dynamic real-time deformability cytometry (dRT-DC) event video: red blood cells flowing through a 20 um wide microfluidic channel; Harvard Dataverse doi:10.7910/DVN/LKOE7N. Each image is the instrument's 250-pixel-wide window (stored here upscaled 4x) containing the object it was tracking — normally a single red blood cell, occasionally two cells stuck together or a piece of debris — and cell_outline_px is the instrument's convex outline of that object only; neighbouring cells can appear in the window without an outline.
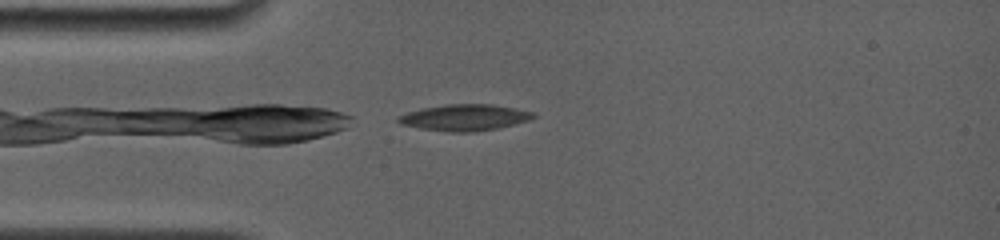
{"species": "common noctule bat (a hibernating species)", "species_latin": "Nyctalus noctula", "temperature_condition": "room temperature", "stored_images_in_passage": 35, "camera_frame_rate_fps": 4000, "um_per_image_px": 0.085, "animal": {"sex": "female", "body_mass_g": 19.0, "forearm_length_mm": 56.7}, "frame": {"image": 1, "passage_image": 2, "time_ms": 0.25, "image_size_px": [1000, 240], "cell_outline_px": [[536, 116], [528, 120], [500, 128], [476, 132], [448, 132], [420, 128], [400, 124], [396, 120], [396, 116], [420, 108], [444, 104], [492, 104], [532, 112]], "centroid_in_image_um": [39.43, 9.99], "position_along_channel_um": 45.6, "area_um2": 20.81}}
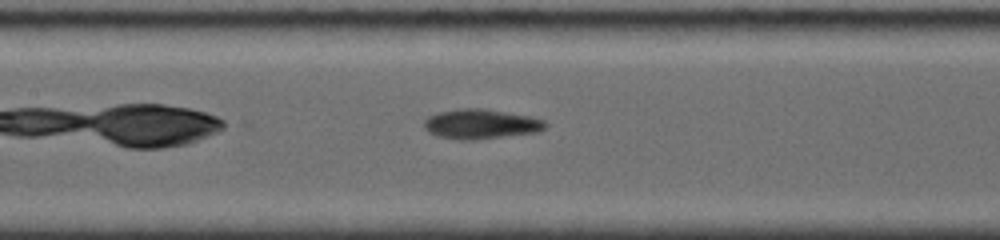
{"frame": {"image": 2, "passage_image": 11, "time_ms": 3.75, "image_size_px": [1000, 240], "cell_outline_px": [[548, 124], [544, 128], [536, 132], [476, 140], [460, 140], [440, 136], [428, 132], [424, 128], [424, 120], [428, 116], [440, 112], [460, 108], [484, 108], [528, 116], [544, 120]], "centroid_in_image_um": [40.85, 10.54], "position_along_channel_um": 166.5, "area_um2": 20.92}}
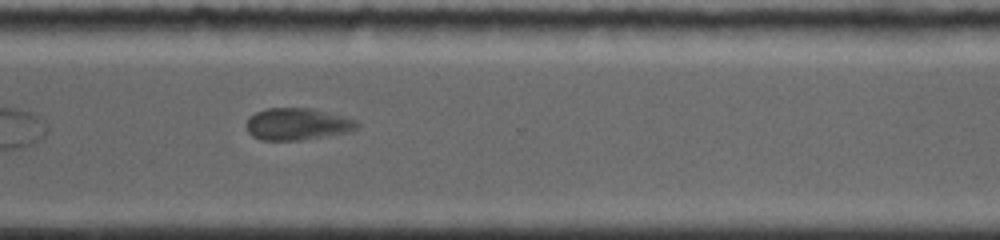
{"frame": {"image": 3, "passage_image": 27, "time_ms": 8.5, "image_size_px": [1000, 240], "cell_outline_px": [[360, 124], [352, 132], [300, 140], [260, 140], [252, 136], [248, 132], [248, 120], [256, 112], [264, 108], [312, 108], [344, 116], [356, 120]], "centroid_in_image_um": [25.32, 10.55], "position_along_channel_um": 345.3, "area_um2": 20.63}, "authors_computed_cell_mechanics": {"area_um2": 20.7502, "velocity_mm_per_s": 3.7673, "shape_relaxation_time_tau1_ms": 3.9183, "shape_relaxation_time_tau2_ms": 1.4103, "deformation_change_tau1": 0.1361, "deformation_change_tau2": 0.0743}}